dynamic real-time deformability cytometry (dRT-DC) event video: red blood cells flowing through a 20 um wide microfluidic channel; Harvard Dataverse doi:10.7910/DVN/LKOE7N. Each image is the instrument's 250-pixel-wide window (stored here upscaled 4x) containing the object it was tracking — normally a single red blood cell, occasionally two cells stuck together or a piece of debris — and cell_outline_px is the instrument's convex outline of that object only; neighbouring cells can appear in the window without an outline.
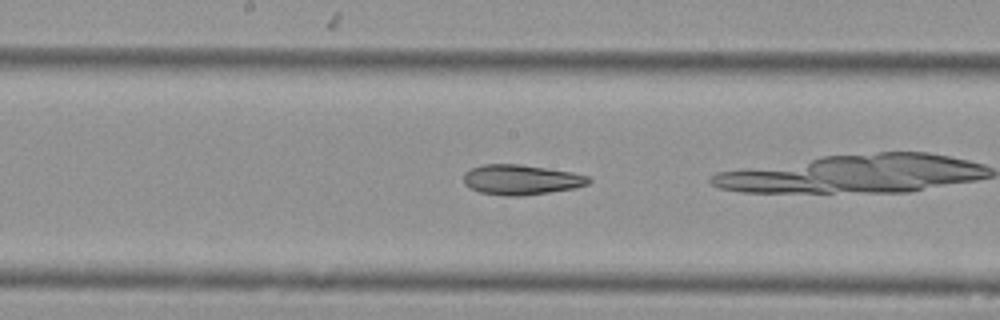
{"species": "Egyptian fruit bat (a non-hibernating species)", "species_latin": "Rousettus aegyptiacus", "temperature_condition": "cold", "stored_images_in_passage": 36, "camera_frame_rate_fps": 3000, "um_per_image_px": 0.085, "animal": {"sex": "female"}, "frame": {"image": 1, "passage_image": 21, "time_ms": 6.667, "image_size_px": [1000, 320], "cell_outline_px": [[592, 180], [588, 184], [576, 188], [524, 196], [508, 196], [480, 192], [468, 188], [464, 184], [464, 172], [472, 168], [484, 164], [520, 164], [572, 172], [588, 176]], "centroid_in_image_um": [44.29, 15.28], "position_along_channel_um": 203.9, "area_um2": 22.02}}